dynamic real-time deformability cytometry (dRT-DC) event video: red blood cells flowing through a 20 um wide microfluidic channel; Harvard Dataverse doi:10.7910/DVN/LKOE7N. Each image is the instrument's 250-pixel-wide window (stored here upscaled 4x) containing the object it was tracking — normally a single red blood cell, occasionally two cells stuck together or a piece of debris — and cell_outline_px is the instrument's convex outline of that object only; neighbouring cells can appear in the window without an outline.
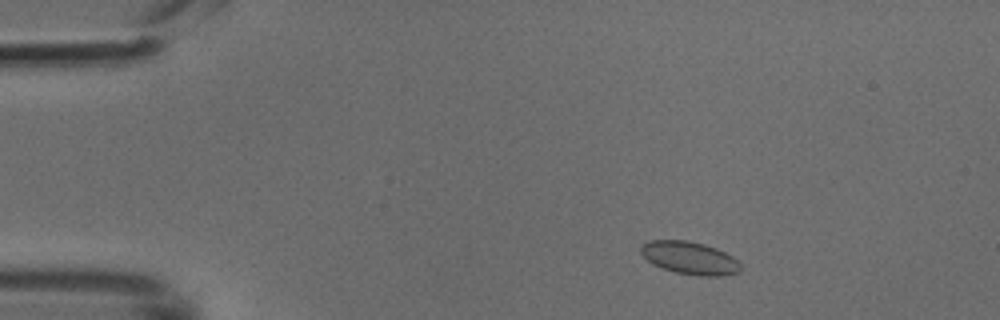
{"species": "common noctule bat (a hibernating species)", "species_latin": "Nyctalus noctula", "temperature_condition": "cold", "stored_images_in_passage": 47, "camera_frame_rate_fps": 3000, "um_per_image_px": 0.085, "animal": {"sex": "male", "body_mass_g": 18.8}, "frame": {"image": 1, "passage_image": 5, "time_ms": 1.333, "image_size_px": [1000, 320], "cell_outline_px": [[740, 272], [716, 276], [700, 276], [676, 272], [652, 264], [640, 252], [640, 248], [648, 240], [688, 240], [704, 244], [716, 248], [732, 256], [740, 264]], "centroid_in_image_um": [58.62, 21.91], "position_along_channel_um": 26.4, "area_um2": 18.84}}
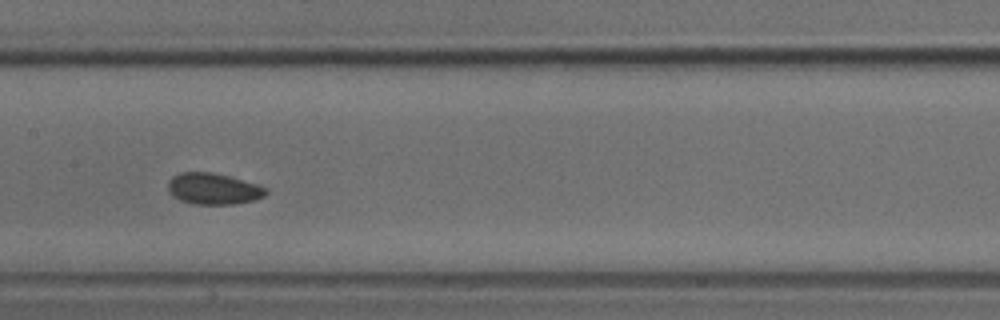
{"frame": {"image": 2, "passage_image": 22, "time_ms": 7.0, "image_size_px": [1000, 320], "cell_outline_px": [[268, 192], [264, 196], [252, 200], [236, 204], [192, 204], [180, 200], [172, 196], [168, 192], [168, 180], [172, 176], [180, 172], [212, 172], [228, 176], [256, 184], [268, 188]], "centroid_in_image_um": [18.1, 16.04], "position_along_channel_um": 189.3, "area_um2": 17.92}}
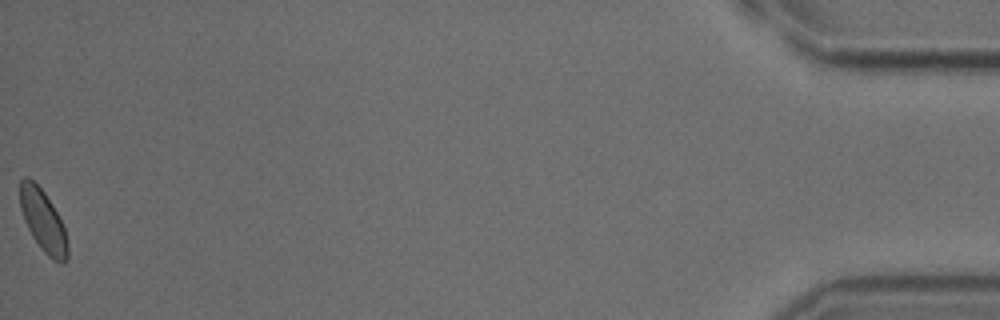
{"frame": {"image": 3, "passage_image": 47, "time_ms": 15.333, "image_size_px": [1000, 320], "cell_outline_px": [[68, 256], [64, 264], [60, 264], [52, 260], [44, 252], [32, 236], [24, 220], [20, 208], [20, 180], [24, 176], [28, 176], [44, 192], [52, 204], [64, 228], [68, 244]], "centroid_in_image_um": [3.66, 18.79], "position_along_channel_um": 431.5, "area_um2": 17.11}}